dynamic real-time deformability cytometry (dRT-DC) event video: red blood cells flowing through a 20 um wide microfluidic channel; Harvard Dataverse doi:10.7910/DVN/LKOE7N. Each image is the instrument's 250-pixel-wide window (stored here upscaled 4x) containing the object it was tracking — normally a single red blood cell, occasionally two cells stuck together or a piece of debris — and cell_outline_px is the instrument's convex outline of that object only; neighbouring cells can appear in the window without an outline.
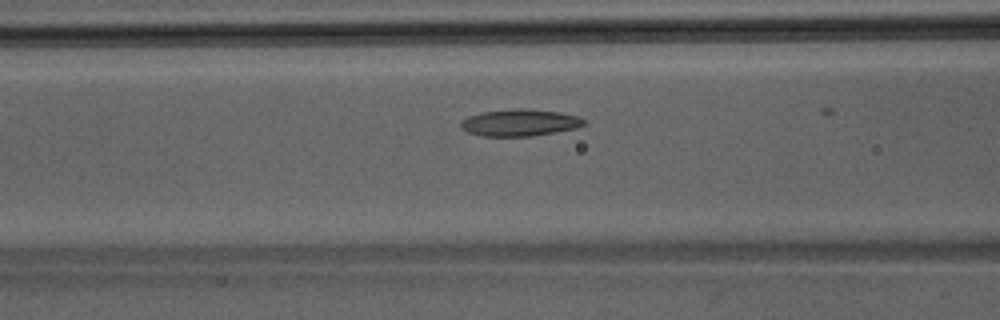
{"species": "Egyptian fruit bat (a non-hibernating species)", "species_latin": "Rousettus aegyptiacus", "temperature_condition": "room temperature", "stored_images_in_passage": 14, "camera_frame_rate_fps": 3000, "um_per_image_px": 0.085, "animal": {"sex": "male"}, "frame": {"image": 1, "passage_image": 8, "time_ms": 2.333, "image_size_px": [1000, 320], "cell_outline_px": [[588, 124], [576, 128], [532, 136], [480, 136], [468, 132], [460, 128], [460, 120], [468, 116], [480, 112], [516, 108], [528, 108], [560, 112], [580, 116], [588, 120]], "centroid_in_image_um": [44.2, 10.41], "position_along_channel_um": 122.4, "area_um2": 19.71}}
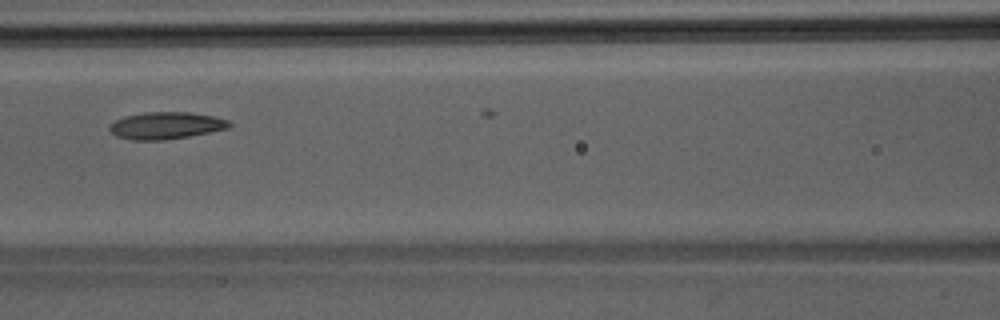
{"frame": {"image": 2, "passage_image": 10, "time_ms": 3.0, "image_size_px": [1000, 320], "cell_outline_px": [[232, 124], [228, 128], [188, 136], [164, 140], [132, 140], [116, 136], [108, 128], [108, 124], [124, 116], [144, 112], [188, 112], [216, 116], [228, 120]], "centroid_in_image_um": [14.08, 10.66], "position_along_channel_um": 152.5, "area_um2": 18.9}}
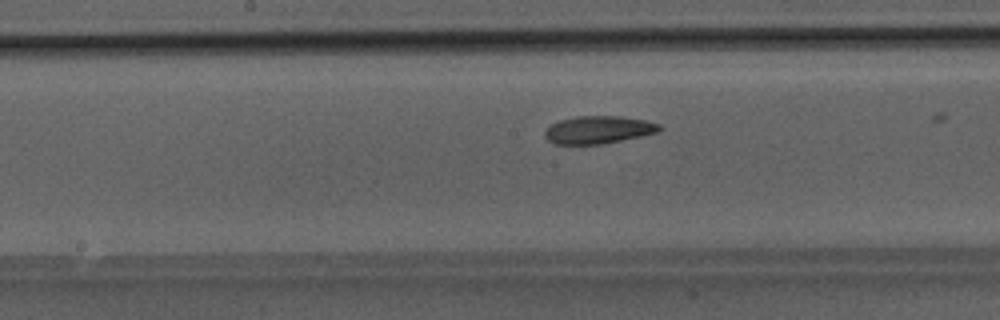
{"frame": {"image": 3, "passage_image": 13, "time_ms": 4.0, "image_size_px": [1000, 320], "cell_outline_px": [[664, 128], [660, 132], [600, 144], [556, 144], [548, 140], [544, 136], [544, 132], [552, 124], [560, 120], [576, 116], [620, 116], [644, 120], [660, 124]], "centroid_in_image_um": [50.89, 11.02], "position_along_channel_um": 197.3, "area_um2": 18.38}}